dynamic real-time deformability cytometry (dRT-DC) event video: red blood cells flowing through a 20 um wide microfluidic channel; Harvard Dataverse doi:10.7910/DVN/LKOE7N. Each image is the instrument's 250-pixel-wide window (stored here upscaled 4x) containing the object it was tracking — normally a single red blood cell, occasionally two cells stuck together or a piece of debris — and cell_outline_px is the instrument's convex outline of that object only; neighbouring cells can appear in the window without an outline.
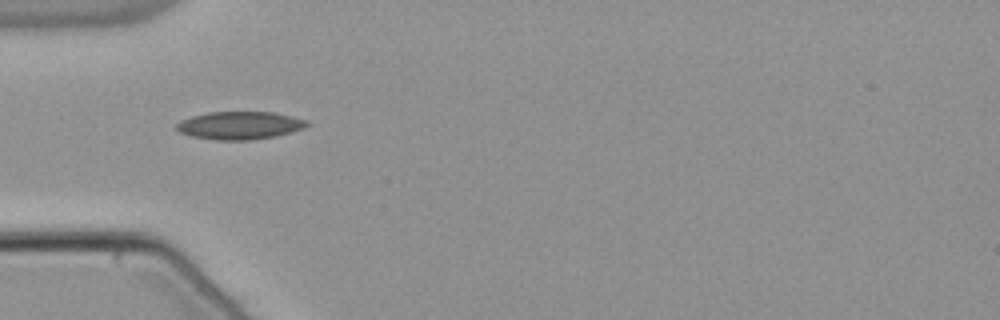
{"species": "common noctule bat (a hibernating species)", "species_latin": "Nyctalus noctula", "temperature_condition": "warm", "stored_images_in_passage": 37, "camera_frame_rate_fps": 3000, "um_per_image_px": 0.085, "animal": {"sex": "male", "body_mass_g": 21.5, "forearm_length_mm": 52.0}, "frame": {"image": 1, "passage_image": 1, "time_ms": 0.0, "image_size_px": [1000, 320], "cell_outline_px": [[312, 124], [304, 128], [292, 132], [276, 136], [252, 140], [216, 140], [192, 136], [180, 132], [176, 128], [176, 124], [180, 120], [192, 116], [208, 112], [272, 112], [292, 116], [308, 120]], "centroid_in_image_um": [20.42, 10.66], "position_along_channel_um": 64.6, "area_um2": 21.33}}
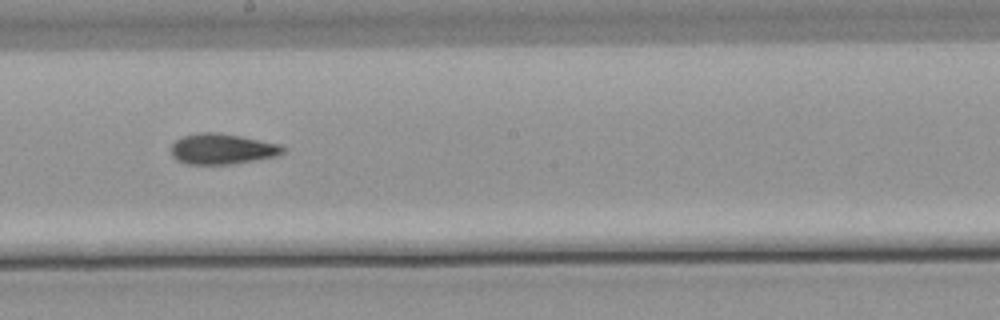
{"frame": {"image": 2, "passage_image": 14, "time_ms": 4.333, "image_size_px": [1000, 320], "cell_outline_px": [[288, 148], [284, 152], [276, 156], [232, 164], [188, 164], [176, 160], [172, 156], [172, 144], [176, 140], [184, 136], [200, 132], [216, 132], [240, 136], [284, 144]], "centroid_in_image_um": [18.94, 12.66], "position_along_channel_um": 229.3, "area_um2": 20.06}}
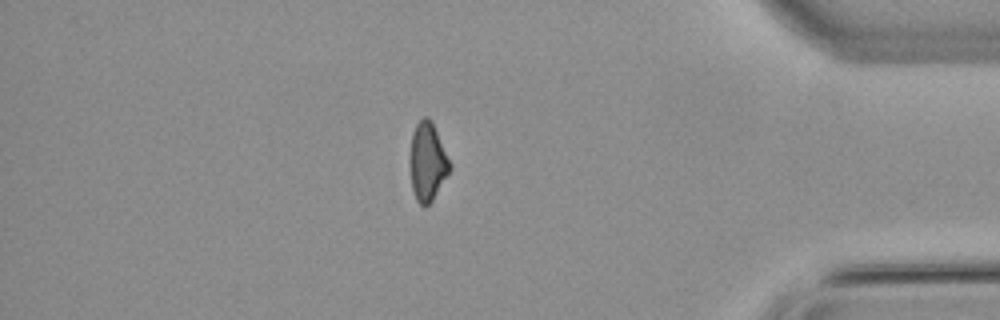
{"frame": {"image": 3, "passage_image": 30, "time_ms": 9.667, "image_size_px": [1000, 320], "cell_outline_px": [[452, 168], [432, 200], [424, 208], [416, 200], [412, 188], [408, 164], [408, 160], [412, 132], [416, 124], [424, 116], [428, 116], [432, 120], [452, 164]], "centroid_in_image_um": [36.32, 13.73], "position_along_channel_um": 398.9, "area_um2": 18.73}, "authors_computed_cell_mechanics": {"area_um2": 19.4208, "velocity_mm_per_s": 3.8286, "shape_relaxation_time_tau1_ms": null, "shape_relaxation_time_tau2_ms": 3.4189, "deformation_change_tau1": null, "deformation_change_tau2": 0.0876}}